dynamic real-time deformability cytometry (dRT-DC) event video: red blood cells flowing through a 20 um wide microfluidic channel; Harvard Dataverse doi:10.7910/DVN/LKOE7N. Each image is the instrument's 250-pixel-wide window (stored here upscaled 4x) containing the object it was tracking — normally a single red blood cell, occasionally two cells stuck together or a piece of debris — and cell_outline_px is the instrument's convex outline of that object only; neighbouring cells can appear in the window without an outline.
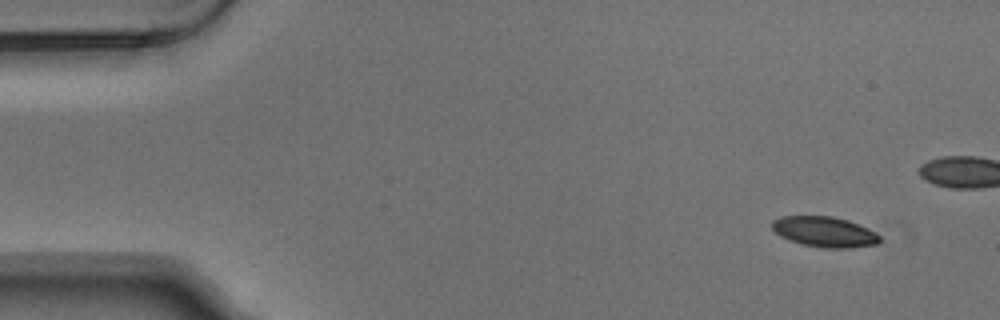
{"species": "Egyptian fruit bat (a non-hibernating species)", "species_latin": "Rousettus aegyptiacus", "temperature_condition": "warm", "stored_images_in_passage": 5, "camera_frame_rate_fps": 3000, "um_per_image_px": 0.085, "animal": {"sex": "male"}, "frame": {"image": 1, "passage_image": 1, "time_ms": 0.0, "image_size_px": [1000, 320], "cell_outline_px": [[880, 240], [876, 244], [852, 248], [824, 248], [804, 244], [788, 240], [780, 236], [772, 228], [772, 220], [780, 216], [832, 216], [848, 220], [868, 228], [876, 232], [880, 236]], "centroid_in_image_um": [70.09, 19.7], "position_along_channel_um": 14.9, "area_um2": 19.13}}